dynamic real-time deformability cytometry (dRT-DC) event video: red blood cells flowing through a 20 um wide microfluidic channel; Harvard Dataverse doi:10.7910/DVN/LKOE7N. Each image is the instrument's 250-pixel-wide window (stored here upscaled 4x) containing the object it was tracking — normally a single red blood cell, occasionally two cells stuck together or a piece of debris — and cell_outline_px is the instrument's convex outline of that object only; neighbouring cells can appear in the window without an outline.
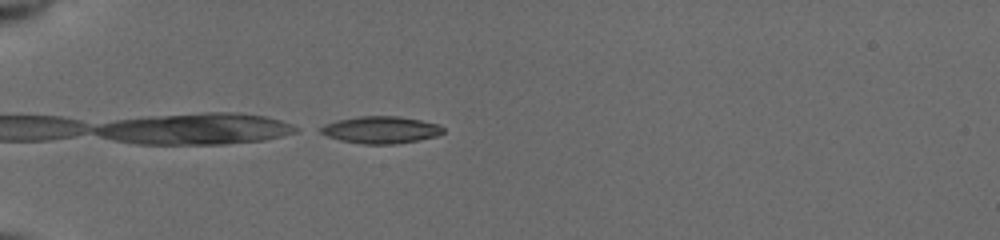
{"species": "common noctule bat (a hibernating species)", "species_latin": "Nyctalus noctula", "temperature_condition": "cold", "stored_images_in_passage": 38, "camera_frame_rate_fps": 3000, "um_per_image_px": 0.085, "animal": {"sex": "female", "body_mass_g": 19.5, "forearm_length_mm": 54.1}, "frame": {"image": 1, "passage_image": 1, "time_ms": 0.0, "image_size_px": [1000, 240], "cell_outline_px": [[444, 132], [436, 136], [396, 144], [364, 144], [340, 140], [328, 136], [320, 132], [316, 128], [324, 124], [336, 120], [360, 116], [400, 116], [440, 124], [444, 128]], "centroid_in_image_um": [32.35, 11.03], "position_along_channel_um": 52.7, "area_um2": 19.42}}
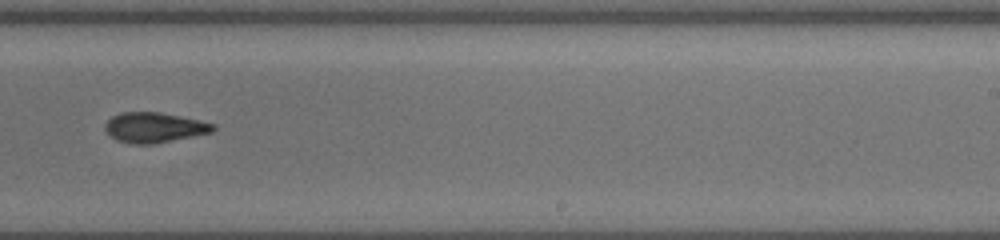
{"frame": {"image": 2, "passage_image": 20, "time_ms": 6.333, "image_size_px": [1000, 240], "cell_outline_px": [[216, 128], [212, 132], [152, 144], [132, 144], [116, 140], [104, 128], [104, 124], [112, 116], [120, 112], [160, 112], [180, 116], [216, 124]], "centroid_in_image_um": [13.1, 10.83], "position_along_channel_um": 275.9, "area_um2": 18.84}}
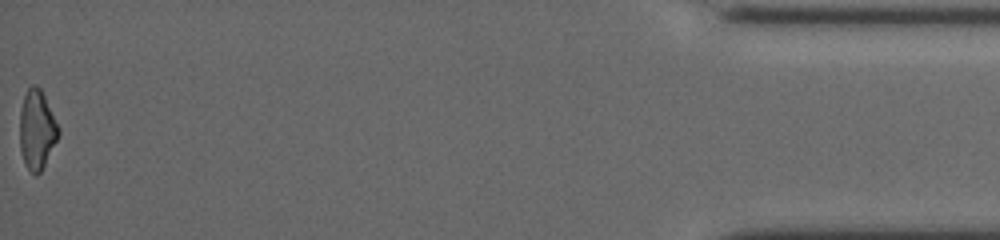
{"frame": {"image": 3, "passage_image": 38, "time_ms": 12.333, "image_size_px": [1000, 240], "cell_outline_px": [[60, 132], [40, 172], [36, 176], [28, 168], [20, 152], [20, 112], [24, 96], [28, 88], [32, 84], [36, 84], [40, 88], [60, 128]], "centroid_in_image_um": [3.13, 10.99], "position_along_channel_um": 432.1, "area_um2": 17.51}, "authors_computed_cell_mechanics": {"area_um2": 18.8717, "velocity_mm_per_s": 3.9352, "shape_relaxation_time_tau1_ms": 2.8617, "shape_relaxation_time_tau2_ms": 4.2734, "deformation_change_tau1": 0.1393, "deformation_change_tau2": 0.1248}}